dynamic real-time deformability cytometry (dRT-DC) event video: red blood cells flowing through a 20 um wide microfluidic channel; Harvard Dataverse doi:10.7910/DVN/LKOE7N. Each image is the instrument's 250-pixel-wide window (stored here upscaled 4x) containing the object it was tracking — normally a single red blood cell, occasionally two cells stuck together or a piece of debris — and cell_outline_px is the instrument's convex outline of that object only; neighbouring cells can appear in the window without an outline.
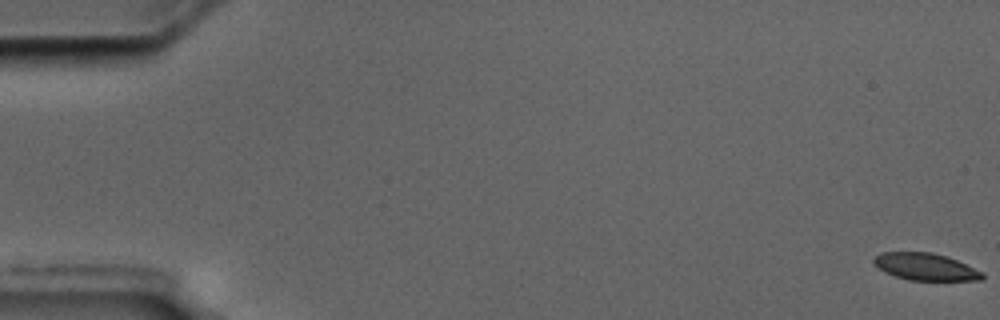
{"species": "common noctule bat (a hibernating species)", "species_latin": "Nyctalus noctula", "temperature_condition": "cold", "stored_images_in_passage": 59, "camera_frame_rate_fps": 3000, "um_per_image_px": 0.085, "animal": {"sex": "male", "body_mass_g": 17.5, "forearm_length_mm": 52.3}, "frame": {"image": 1, "passage_image": 1, "time_ms": 0.0, "image_size_px": [1000, 320], "cell_outline_px": [[984, 276], [980, 280], [908, 280], [884, 272], [872, 260], [880, 252], [932, 252], [956, 260], [984, 272]], "centroid_in_image_um": [78.67, 22.67], "position_along_channel_um": 6.3, "area_um2": 16.94}}
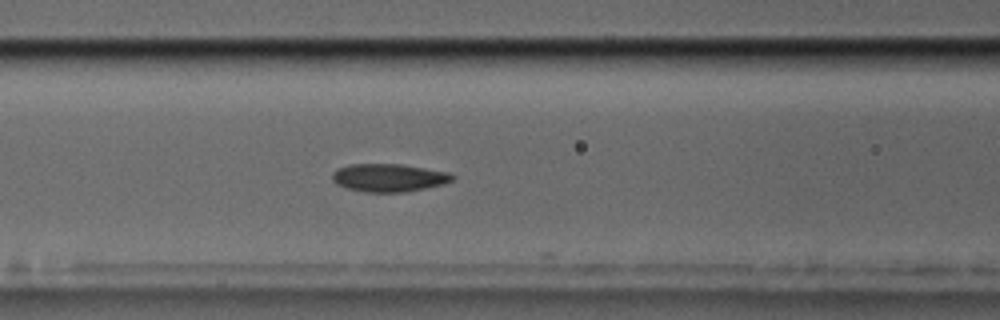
{"frame": {"image": 2, "passage_image": 25, "time_ms": 8.0, "image_size_px": [1000, 320], "cell_outline_px": [[456, 176], [452, 180], [444, 184], [404, 192], [364, 192], [348, 188], [336, 184], [332, 180], [332, 172], [336, 168], [348, 164], [400, 164], [452, 172]], "centroid_in_image_um": [33.05, 15.09], "position_along_channel_um": 133.6, "area_um2": 19.77}}
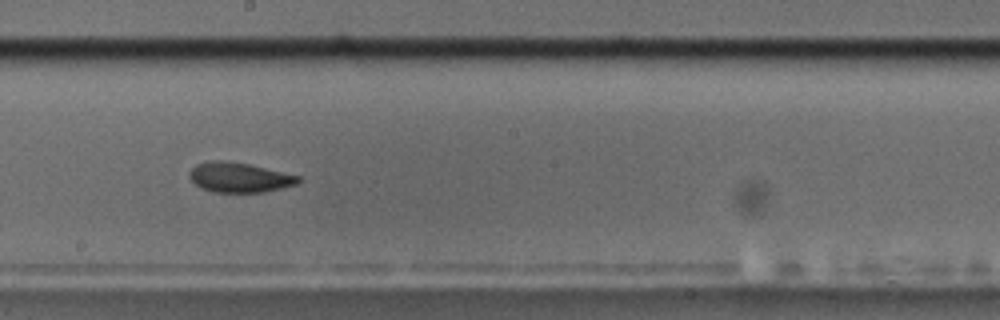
{"frame": {"image": 3, "passage_image": 33, "time_ms": 10.667, "image_size_px": [1000, 320], "cell_outline_px": [[300, 180], [296, 184], [264, 192], [212, 192], [200, 188], [188, 176], [188, 172], [196, 164], [208, 160], [220, 160], [248, 164], [300, 176]], "centroid_in_image_um": [20.29, 15.08], "position_along_channel_um": 227.9, "area_um2": 18.84}, "authors_computed_cell_mechanics": {"area_um2": 19.4786, "velocity_mm_per_s": 3.5531, "shape_relaxation_time_tau1_ms": null, "shape_relaxation_time_tau2_ms": 3.2746, "deformation_change_tau1": null, "deformation_change_tau2": 0.0846}}